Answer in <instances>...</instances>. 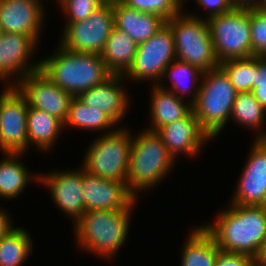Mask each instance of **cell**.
Returning <instances> with one entry per match:
<instances>
[{
	"mask_svg": "<svg viewBox=\"0 0 266 266\" xmlns=\"http://www.w3.org/2000/svg\"><path fill=\"white\" fill-rule=\"evenodd\" d=\"M157 135L177 161V156L199 154L211 137L201 128L193 109L183 118L158 128Z\"/></svg>",
	"mask_w": 266,
	"mask_h": 266,
	"instance_id": "cell-16",
	"label": "cell"
},
{
	"mask_svg": "<svg viewBox=\"0 0 266 266\" xmlns=\"http://www.w3.org/2000/svg\"><path fill=\"white\" fill-rule=\"evenodd\" d=\"M206 21L219 63L252 57L251 9L232 8Z\"/></svg>",
	"mask_w": 266,
	"mask_h": 266,
	"instance_id": "cell-8",
	"label": "cell"
},
{
	"mask_svg": "<svg viewBox=\"0 0 266 266\" xmlns=\"http://www.w3.org/2000/svg\"><path fill=\"white\" fill-rule=\"evenodd\" d=\"M237 94L238 91L220 67L203 72L198 97L192 109L201 128L212 140L231 120Z\"/></svg>",
	"mask_w": 266,
	"mask_h": 266,
	"instance_id": "cell-5",
	"label": "cell"
},
{
	"mask_svg": "<svg viewBox=\"0 0 266 266\" xmlns=\"http://www.w3.org/2000/svg\"><path fill=\"white\" fill-rule=\"evenodd\" d=\"M113 28L112 4H103L83 21L66 22L59 45L72 52L101 55Z\"/></svg>",
	"mask_w": 266,
	"mask_h": 266,
	"instance_id": "cell-10",
	"label": "cell"
},
{
	"mask_svg": "<svg viewBox=\"0 0 266 266\" xmlns=\"http://www.w3.org/2000/svg\"><path fill=\"white\" fill-rule=\"evenodd\" d=\"M266 156V134L257 138H254L253 142Z\"/></svg>",
	"mask_w": 266,
	"mask_h": 266,
	"instance_id": "cell-40",
	"label": "cell"
},
{
	"mask_svg": "<svg viewBox=\"0 0 266 266\" xmlns=\"http://www.w3.org/2000/svg\"><path fill=\"white\" fill-rule=\"evenodd\" d=\"M215 266H256V259L249 255L220 250Z\"/></svg>",
	"mask_w": 266,
	"mask_h": 266,
	"instance_id": "cell-35",
	"label": "cell"
},
{
	"mask_svg": "<svg viewBox=\"0 0 266 266\" xmlns=\"http://www.w3.org/2000/svg\"><path fill=\"white\" fill-rule=\"evenodd\" d=\"M82 194L85 212L91 210H132L137 199L129 192L126 183L103 179L83 170Z\"/></svg>",
	"mask_w": 266,
	"mask_h": 266,
	"instance_id": "cell-14",
	"label": "cell"
},
{
	"mask_svg": "<svg viewBox=\"0 0 266 266\" xmlns=\"http://www.w3.org/2000/svg\"><path fill=\"white\" fill-rule=\"evenodd\" d=\"M232 8L255 9L258 8L259 0H229Z\"/></svg>",
	"mask_w": 266,
	"mask_h": 266,
	"instance_id": "cell-38",
	"label": "cell"
},
{
	"mask_svg": "<svg viewBox=\"0 0 266 266\" xmlns=\"http://www.w3.org/2000/svg\"><path fill=\"white\" fill-rule=\"evenodd\" d=\"M24 153H3L6 157L0 160V199H13L20 194L30 183V180L39 182L40 175H33L21 160Z\"/></svg>",
	"mask_w": 266,
	"mask_h": 266,
	"instance_id": "cell-23",
	"label": "cell"
},
{
	"mask_svg": "<svg viewBox=\"0 0 266 266\" xmlns=\"http://www.w3.org/2000/svg\"><path fill=\"white\" fill-rule=\"evenodd\" d=\"M175 158L156 132L142 130L132 136L126 186L136 198L164 180L175 167Z\"/></svg>",
	"mask_w": 266,
	"mask_h": 266,
	"instance_id": "cell-4",
	"label": "cell"
},
{
	"mask_svg": "<svg viewBox=\"0 0 266 266\" xmlns=\"http://www.w3.org/2000/svg\"><path fill=\"white\" fill-rule=\"evenodd\" d=\"M67 125L68 128L73 127L90 131L102 130L103 132V130H106L104 131L105 134L115 131L118 127L107 114L100 111V109L84 104L78 97H73L70 102L64 127H67Z\"/></svg>",
	"mask_w": 266,
	"mask_h": 266,
	"instance_id": "cell-26",
	"label": "cell"
},
{
	"mask_svg": "<svg viewBox=\"0 0 266 266\" xmlns=\"http://www.w3.org/2000/svg\"><path fill=\"white\" fill-rule=\"evenodd\" d=\"M37 44L28 35L18 33L2 34L0 38V82L3 80V82L6 81V86H14L16 81L18 82L29 73L36 72L40 69L39 60L35 63L32 61L29 64L30 56L33 55L34 49L36 50L38 48ZM14 76L15 78L17 76V78L14 79ZM12 80H15V83Z\"/></svg>",
	"mask_w": 266,
	"mask_h": 266,
	"instance_id": "cell-13",
	"label": "cell"
},
{
	"mask_svg": "<svg viewBox=\"0 0 266 266\" xmlns=\"http://www.w3.org/2000/svg\"><path fill=\"white\" fill-rule=\"evenodd\" d=\"M261 60H263L266 63V52H264L261 56H260Z\"/></svg>",
	"mask_w": 266,
	"mask_h": 266,
	"instance_id": "cell-43",
	"label": "cell"
},
{
	"mask_svg": "<svg viewBox=\"0 0 266 266\" xmlns=\"http://www.w3.org/2000/svg\"><path fill=\"white\" fill-rule=\"evenodd\" d=\"M133 210L86 211L73 225L79 248L112 259L128 237Z\"/></svg>",
	"mask_w": 266,
	"mask_h": 266,
	"instance_id": "cell-3",
	"label": "cell"
},
{
	"mask_svg": "<svg viewBox=\"0 0 266 266\" xmlns=\"http://www.w3.org/2000/svg\"><path fill=\"white\" fill-rule=\"evenodd\" d=\"M164 83L154 84L151 93L150 128L155 132L158 128L185 117L191 110L192 104L176 96L167 89Z\"/></svg>",
	"mask_w": 266,
	"mask_h": 266,
	"instance_id": "cell-21",
	"label": "cell"
},
{
	"mask_svg": "<svg viewBox=\"0 0 266 266\" xmlns=\"http://www.w3.org/2000/svg\"><path fill=\"white\" fill-rule=\"evenodd\" d=\"M103 4H116L121 2V0H100Z\"/></svg>",
	"mask_w": 266,
	"mask_h": 266,
	"instance_id": "cell-41",
	"label": "cell"
},
{
	"mask_svg": "<svg viewBox=\"0 0 266 266\" xmlns=\"http://www.w3.org/2000/svg\"><path fill=\"white\" fill-rule=\"evenodd\" d=\"M45 7L42 0H0V25L4 33L31 36L40 42Z\"/></svg>",
	"mask_w": 266,
	"mask_h": 266,
	"instance_id": "cell-17",
	"label": "cell"
},
{
	"mask_svg": "<svg viewBox=\"0 0 266 266\" xmlns=\"http://www.w3.org/2000/svg\"><path fill=\"white\" fill-rule=\"evenodd\" d=\"M64 128V123L57 117L40 109L28 107L27 109V135L28 149L30 144L36 146L38 151H51L58 135Z\"/></svg>",
	"mask_w": 266,
	"mask_h": 266,
	"instance_id": "cell-22",
	"label": "cell"
},
{
	"mask_svg": "<svg viewBox=\"0 0 266 266\" xmlns=\"http://www.w3.org/2000/svg\"><path fill=\"white\" fill-rule=\"evenodd\" d=\"M3 33H4V32H3L2 27H1V25H0V38H1V36H2Z\"/></svg>",
	"mask_w": 266,
	"mask_h": 266,
	"instance_id": "cell-44",
	"label": "cell"
},
{
	"mask_svg": "<svg viewBox=\"0 0 266 266\" xmlns=\"http://www.w3.org/2000/svg\"><path fill=\"white\" fill-rule=\"evenodd\" d=\"M256 266H266V241L264 242L258 257L256 258Z\"/></svg>",
	"mask_w": 266,
	"mask_h": 266,
	"instance_id": "cell-39",
	"label": "cell"
},
{
	"mask_svg": "<svg viewBox=\"0 0 266 266\" xmlns=\"http://www.w3.org/2000/svg\"><path fill=\"white\" fill-rule=\"evenodd\" d=\"M84 155L83 168L87 173L126 183L132 134L127 127L94 138Z\"/></svg>",
	"mask_w": 266,
	"mask_h": 266,
	"instance_id": "cell-7",
	"label": "cell"
},
{
	"mask_svg": "<svg viewBox=\"0 0 266 266\" xmlns=\"http://www.w3.org/2000/svg\"><path fill=\"white\" fill-rule=\"evenodd\" d=\"M52 171L41 174L39 183L50 190L52 201L73 221V224L85 213L82 194L83 168L68 171Z\"/></svg>",
	"mask_w": 266,
	"mask_h": 266,
	"instance_id": "cell-15",
	"label": "cell"
},
{
	"mask_svg": "<svg viewBox=\"0 0 266 266\" xmlns=\"http://www.w3.org/2000/svg\"><path fill=\"white\" fill-rule=\"evenodd\" d=\"M57 2L67 17L65 22L83 21L103 5L100 0H57Z\"/></svg>",
	"mask_w": 266,
	"mask_h": 266,
	"instance_id": "cell-32",
	"label": "cell"
},
{
	"mask_svg": "<svg viewBox=\"0 0 266 266\" xmlns=\"http://www.w3.org/2000/svg\"><path fill=\"white\" fill-rule=\"evenodd\" d=\"M231 119L235 120L238 125L249 130L253 129L255 133L257 131L256 138L266 134L262 129L266 121V109L255 99L252 92H238L233 104Z\"/></svg>",
	"mask_w": 266,
	"mask_h": 266,
	"instance_id": "cell-29",
	"label": "cell"
},
{
	"mask_svg": "<svg viewBox=\"0 0 266 266\" xmlns=\"http://www.w3.org/2000/svg\"><path fill=\"white\" fill-rule=\"evenodd\" d=\"M219 67L238 92H252L255 88V56L222 61Z\"/></svg>",
	"mask_w": 266,
	"mask_h": 266,
	"instance_id": "cell-30",
	"label": "cell"
},
{
	"mask_svg": "<svg viewBox=\"0 0 266 266\" xmlns=\"http://www.w3.org/2000/svg\"><path fill=\"white\" fill-rule=\"evenodd\" d=\"M203 227L220 250L257 258L266 241V206L231 204Z\"/></svg>",
	"mask_w": 266,
	"mask_h": 266,
	"instance_id": "cell-1",
	"label": "cell"
},
{
	"mask_svg": "<svg viewBox=\"0 0 266 266\" xmlns=\"http://www.w3.org/2000/svg\"><path fill=\"white\" fill-rule=\"evenodd\" d=\"M5 87L0 95V150L26 153L28 104L14 86Z\"/></svg>",
	"mask_w": 266,
	"mask_h": 266,
	"instance_id": "cell-11",
	"label": "cell"
},
{
	"mask_svg": "<svg viewBox=\"0 0 266 266\" xmlns=\"http://www.w3.org/2000/svg\"><path fill=\"white\" fill-rule=\"evenodd\" d=\"M252 144L231 203L266 206V156Z\"/></svg>",
	"mask_w": 266,
	"mask_h": 266,
	"instance_id": "cell-18",
	"label": "cell"
},
{
	"mask_svg": "<svg viewBox=\"0 0 266 266\" xmlns=\"http://www.w3.org/2000/svg\"><path fill=\"white\" fill-rule=\"evenodd\" d=\"M195 2L197 6L207 10V18L226 13L232 9L229 0H196Z\"/></svg>",
	"mask_w": 266,
	"mask_h": 266,
	"instance_id": "cell-36",
	"label": "cell"
},
{
	"mask_svg": "<svg viewBox=\"0 0 266 266\" xmlns=\"http://www.w3.org/2000/svg\"><path fill=\"white\" fill-rule=\"evenodd\" d=\"M185 0H121V4L140 12L153 13L168 21L180 14Z\"/></svg>",
	"mask_w": 266,
	"mask_h": 266,
	"instance_id": "cell-31",
	"label": "cell"
},
{
	"mask_svg": "<svg viewBox=\"0 0 266 266\" xmlns=\"http://www.w3.org/2000/svg\"><path fill=\"white\" fill-rule=\"evenodd\" d=\"M40 70L73 97L112 75L100 54L72 52L60 45L40 60Z\"/></svg>",
	"mask_w": 266,
	"mask_h": 266,
	"instance_id": "cell-2",
	"label": "cell"
},
{
	"mask_svg": "<svg viewBox=\"0 0 266 266\" xmlns=\"http://www.w3.org/2000/svg\"><path fill=\"white\" fill-rule=\"evenodd\" d=\"M203 72L196 66L174 60L164 71L161 81L170 79L171 89L176 96L184 99L189 94V102L193 104L199 92L200 81ZM196 84V85H195ZM191 95V96H190Z\"/></svg>",
	"mask_w": 266,
	"mask_h": 266,
	"instance_id": "cell-27",
	"label": "cell"
},
{
	"mask_svg": "<svg viewBox=\"0 0 266 266\" xmlns=\"http://www.w3.org/2000/svg\"><path fill=\"white\" fill-rule=\"evenodd\" d=\"M14 87L27 101L28 107L43 110L63 123L73 96L49 79L40 69L20 79Z\"/></svg>",
	"mask_w": 266,
	"mask_h": 266,
	"instance_id": "cell-12",
	"label": "cell"
},
{
	"mask_svg": "<svg viewBox=\"0 0 266 266\" xmlns=\"http://www.w3.org/2000/svg\"><path fill=\"white\" fill-rule=\"evenodd\" d=\"M255 99L266 109V63L260 56H255Z\"/></svg>",
	"mask_w": 266,
	"mask_h": 266,
	"instance_id": "cell-34",
	"label": "cell"
},
{
	"mask_svg": "<svg viewBox=\"0 0 266 266\" xmlns=\"http://www.w3.org/2000/svg\"><path fill=\"white\" fill-rule=\"evenodd\" d=\"M112 9L114 27L127 33L137 45L149 40L166 23L165 19L156 14L140 12L120 2L113 4Z\"/></svg>",
	"mask_w": 266,
	"mask_h": 266,
	"instance_id": "cell-20",
	"label": "cell"
},
{
	"mask_svg": "<svg viewBox=\"0 0 266 266\" xmlns=\"http://www.w3.org/2000/svg\"><path fill=\"white\" fill-rule=\"evenodd\" d=\"M176 60L174 36L165 23L149 40L138 44L133 63L124 78L136 81H152L158 84L165 69Z\"/></svg>",
	"mask_w": 266,
	"mask_h": 266,
	"instance_id": "cell-9",
	"label": "cell"
},
{
	"mask_svg": "<svg viewBox=\"0 0 266 266\" xmlns=\"http://www.w3.org/2000/svg\"><path fill=\"white\" fill-rule=\"evenodd\" d=\"M258 8L266 9V0H259Z\"/></svg>",
	"mask_w": 266,
	"mask_h": 266,
	"instance_id": "cell-42",
	"label": "cell"
},
{
	"mask_svg": "<svg viewBox=\"0 0 266 266\" xmlns=\"http://www.w3.org/2000/svg\"><path fill=\"white\" fill-rule=\"evenodd\" d=\"M252 56L266 52V9H251Z\"/></svg>",
	"mask_w": 266,
	"mask_h": 266,
	"instance_id": "cell-33",
	"label": "cell"
},
{
	"mask_svg": "<svg viewBox=\"0 0 266 266\" xmlns=\"http://www.w3.org/2000/svg\"><path fill=\"white\" fill-rule=\"evenodd\" d=\"M4 210V208L1 209L0 207V238L7 235L12 229L15 228L13 223L11 222L12 220H10V214H8L6 210Z\"/></svg>",
	"mask_w": 266,
	"mask_h": 266,
	"instance_id": "cell-37",
	"label": "cell"
},
{
	"mask_svg": "<svg viewBox=\"0 0 266 266\" xmlns=\"http://www.w3.org/2000/svg\"><path fill=\"white\" fill-rule=\"evenodd\" d=\"M188 237L182 248L181 266H215L220 248L213 236L201 225Z\"/></svg>",
	"mask_w": 266,
	"mask_h": 266,
	"instance_id": "cell-24",
	"label": "cell"
},
{
	"mask_svg": "<svg viewBox=\"0 0 266 266\" xmlns=\"http://www.w3.org/2000/svg\"><path fill=\"white\" fill-rule=\"evenodd\" d=\"M32 237L23 227H15L0 238V266H23L31 256Z\"/></svg>",
	"mask_w": 266,
	"mask_h": 266,
	"instance_id": "cell-28",
	"label": "cell"
},
{
	"mask_svg": "<svg viewBox=\"0 0 266 266\" xmlns=\"http://www.w3.org/2000/svg\"><path fill=\"white\" fill-rule=\"evenodd\" d=\"M124 80L123 75L112 74L105 81L81 93L78 98L84 104L100 109L118 125L125 118L131 99L122 86Z\"/></svg>",
	"mask_w": 266,
	"mask_h": 266,
	"instance_id": "cell-19",
	"label": "cell"
},
{
	"mask_svg": "<svg viewBox=\"0 0 266 266\" xmlns=\"http://www.w3.org/2000/svg\"><path fill=\"white\" fill-rule=\"evenodd\" d=\"M196 15L182 11L166 23L174 36L176 60L205 72L219 67L220 63L215 55L206 18Z\"/></svg>",
	"mask_w": 266,
	"mask_h": 266,
	"instance_id": "cell-6",
	"label": "cell"
},
{
	"mask_svg": "<svg viewBox=\"0 0 266 266\" xmlns=\"http://www.w3.org/2000/svg\"><path fill=\"white\" fill-rule=\"evenodd\" d=\"M137 46L127 33L114 27L101 54L102 60L112 74L124 75L133 63Z\"/></svg>",
	"mask_w": 266,
	"mask_h": 266,
	"instance_id": "cell-25",
	"label": "cell"
}]
</instances>
